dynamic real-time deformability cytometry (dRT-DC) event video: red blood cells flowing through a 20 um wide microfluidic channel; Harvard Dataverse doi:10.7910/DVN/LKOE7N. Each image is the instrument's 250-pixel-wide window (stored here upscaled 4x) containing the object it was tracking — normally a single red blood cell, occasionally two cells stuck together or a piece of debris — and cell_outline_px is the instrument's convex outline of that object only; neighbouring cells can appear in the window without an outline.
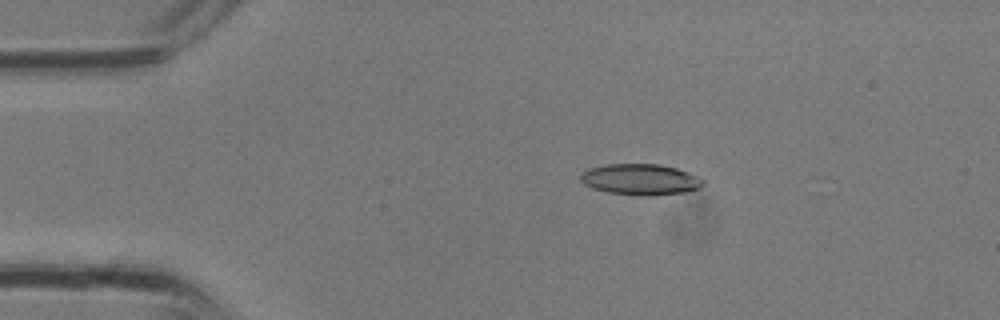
{"species": "common noctule bat (a hibernating species)", "species_latin": "Nyctalus noctula", "temperature_condition": "room temperature", "stored_images_in_passage": 32, "camera_frame_rate_fps": 3000, "um_per_image_px": 0.085, "animal": {"sex": "male", "body_mass_g": 13.3}, "frame": {"image": 1, "passage_image": 6, "time_ms": 1.667, "image_size_px": [1000, 320], "cell_outline_px": [[704, 184], [700, 188], [684, 192], [640, 196], [608, 192], [592, 188], [584, 184], [580, 180], [580, 176], [588, 168], [604, 164], [660, 164], [676, 168], [688, 172], [704, 180]], "centroid_in_image_um": [54.42, 15.24], "position_along_channel_um": 30.6, "area_um2": 22.08}}
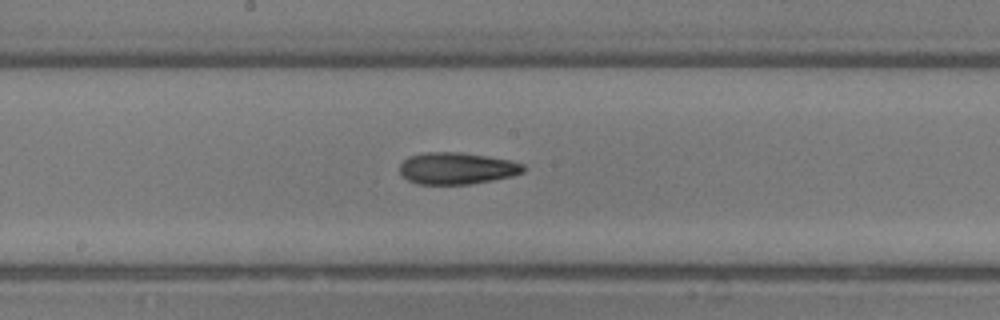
{"frame": {"image": 2, "passage_image": 17, "time_ms": 5.333, "image_size_px": [1000, 320], "cell_outline_px": [[524, 172], [512, 176], [492, 180], [468, 184], [416, 184], [408, 180], [400, 172], [400, 164], [408, 156], [424, 152], [460, 152], [488, 156], [508, 160], [524, 164]], "centroid_in_image_um": [38.81, 14.3], "position_along_channel_um": 209.4, "area_um2": 22.89}}
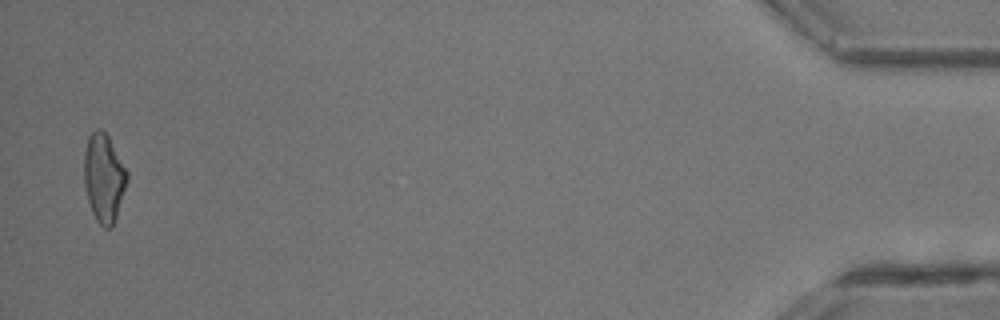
{"frame": {"image": 3, "passage_image": 32, "time_ms": 10.333, "image_size_px": [1000, 320], "cell_outline_px": [[128, 180], [112, 228], [104, 228], [96, 220], [92, 212], [88, 200], [84, 184], [84, 152], [88, 136], [96, 128], [100, 128], [108, 136], [128, 172]], "centroid_in_image_um": [8.82, 15.11], "position_along_channel_um": 426.4, "area_um2": 22.08}}